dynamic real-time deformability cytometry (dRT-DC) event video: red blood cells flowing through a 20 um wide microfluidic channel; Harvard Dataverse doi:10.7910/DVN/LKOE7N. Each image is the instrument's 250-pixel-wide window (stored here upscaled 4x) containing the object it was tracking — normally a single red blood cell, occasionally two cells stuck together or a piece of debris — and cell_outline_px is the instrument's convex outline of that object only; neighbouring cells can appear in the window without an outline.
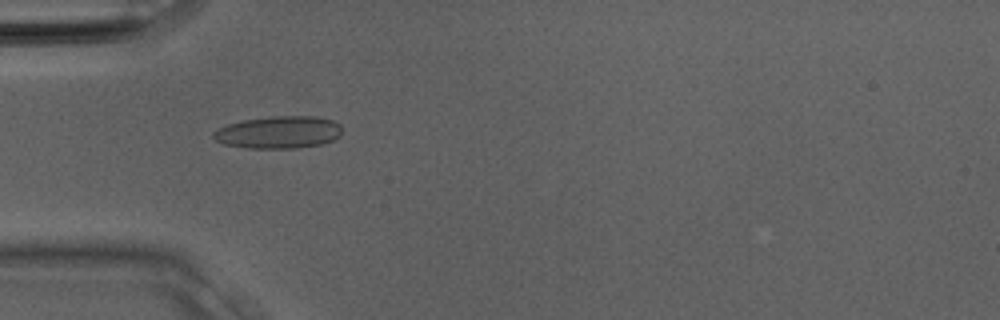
{"species": "Egyptian fruit bat (a non-hibernating species)", "species_latin": "Rousettus aegyptiacus", "temperature_condition": "room temperature", "stored_images_in_passage": 32, "camera_frame_rate_fps": 3000, "um_per_image_px": 0.085, "animal": {"sex": "male"}, "frame": {"image": 1, "passage_image": 10, "time_ms": 3.0, "image_size_px": [1000, 320], "cell_outline_px": [[340, 136], [324, 144], [296, 148], [248, 148], [224, 144], [216, 140], [212, 136], [212, 132], [228, 124], [244, 120], [276, 116], [316, 116], [332, 120], [340, 124]], "centroid_in_image_um": [23.7, 11.25], "position_along_channel_um": 61.3, "area_um2": 24.16}}
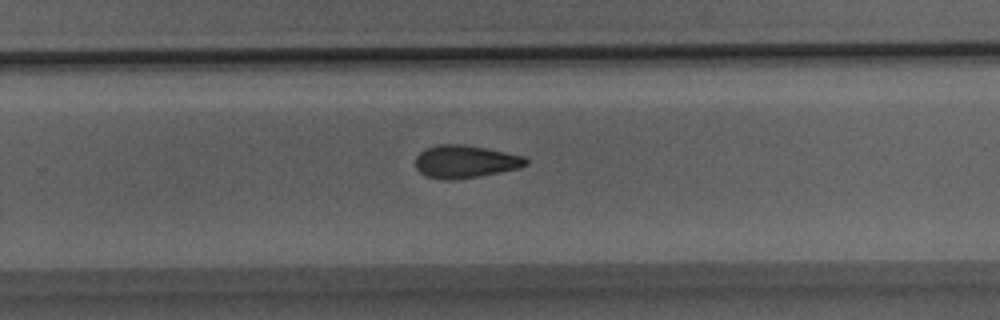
{"frame": {"image": 2, "passage_image": 21, "time_ms": 6.667, "image_size_px": [1000, 320], "cell_outline_px": [[528, 164], [520, 168], [480, 176], [452, 180], [444, 180], [428, 176], [420, 172], [416, 168], [416, 156], [424, 148], [436, 144], [464, 144], [524, 156], [528, 160]], "centroid_in_image_um": [39.53, 13.73], "position_along_channel_um": 290.3, "area_um2": 21.1}}
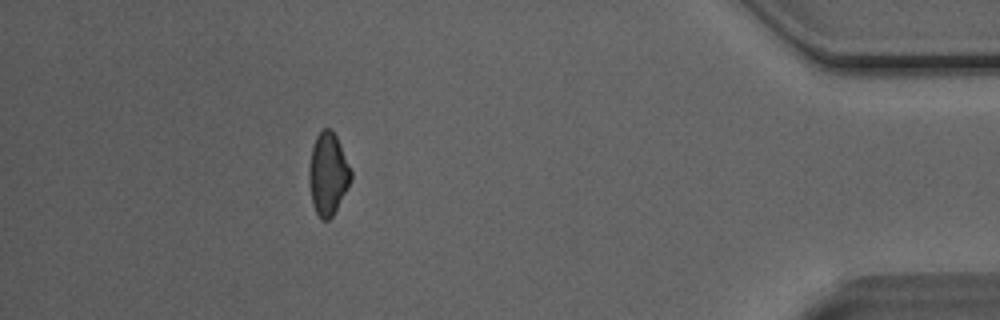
{"frame": {"image": 3, "passage_image": 29, "time_ms": 9.333, "image_size_px": [1000, 320], "cell_outline_px": [[352, 180], [332, 216], [328, 220], [320, 220], [312, 204], [308, 184], [308, 168], [312, 148], [316, 136], [324, 128], [332, 128], [336, 136], [352, 172]], "centroid_in_image_um": [27.86, 14.79], "position_along_channel_um": 407.3, "area_um2": 20.17}}